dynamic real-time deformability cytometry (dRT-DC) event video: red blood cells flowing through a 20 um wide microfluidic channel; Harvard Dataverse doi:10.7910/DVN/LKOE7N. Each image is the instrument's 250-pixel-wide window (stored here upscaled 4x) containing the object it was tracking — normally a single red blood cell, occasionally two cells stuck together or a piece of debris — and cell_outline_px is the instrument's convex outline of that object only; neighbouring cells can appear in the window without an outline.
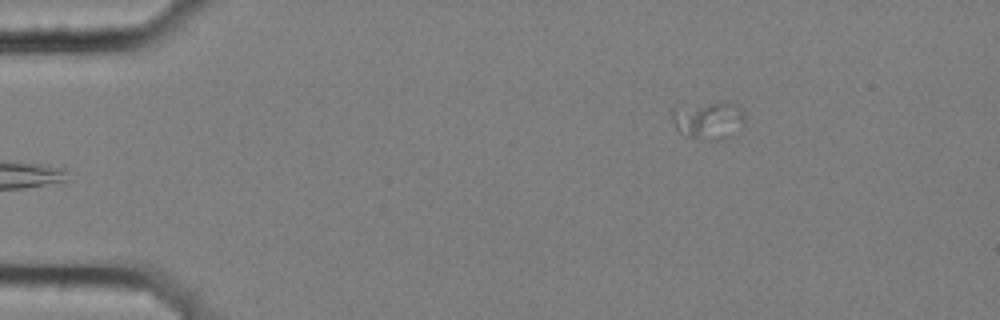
{"species": "common noctule bat (a hibernating species)", "species_latin": "Nyctalus noctula", "temperature_condition": "cold", "stored_images_in_passage": 6, "segment_of_instrument_passage": [2, 2], "camera_frame_rate_fps": 3000, "um_per_image_px": 0.085, "animal": {"sex": "female", "body_mass_g": 25.1}, "frame": {"image": 1, "passage_image": 6, "time_ms": 1.667, "image_size_px": [1000, 320], "cell_outline_px": [[744, 124], [720, 140], [708, 140], [684, 136], [676, 128], [672, 120], [672, 108], [684, 104], [724, 100], [728, 100], [736, 104], [744, 112]], "centroid_in_image_um": [60.18, 10.15], "position_along_channel_um": 24.8, "area_um2": 16.47}}